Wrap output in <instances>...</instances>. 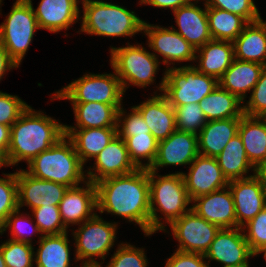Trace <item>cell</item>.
I'll return each instance as SVG.
<instances>
[{
  "mask_svg": "<svg viewBox=\"0 0 266 267\" xmlns=\"http://www.w3.org/2000/svg\"><path fill=\"white\" fill-rule=\"evenodd\" d=\"M227 267H249V264H240V265L227 266Z\"/></svg>",
  "mask_w": 266,
  "mask_h": 267,
  "instance_id": "obj_57",
  "label": "cell"
},
{
  "mask_svg": "<svg viewBox=\"0 0 266 267\" xmlns=\"http://www.w3.org/2000/svg\"><path fill=\"white\" fill-rule=\"evenodd\" d=\"M79 0H41L35 10L39 29L56 33L79 20Z\"/></svg>",
  "mask_w": 266,
  "mask_h": 267,
  "instance_id": "obj_21",
  "label": "cell"
},
{
  "mask_svg": "<svg viewBox=\"0 0 266 267\" xmlns=\"http://www.w3.org/2000/svg\"><path fill=\"white\" fill-rule=\"evenodd\" d=\"M117 249L106 267H147L148 261L143 248H135L122 242Z\"/></svg>",
  "mask_w": 266,
  "mask_h": 267,
  "instance_id": "obj_42",
  "label": "cell"
},
{
  "mask_svg": "<svg viewBox=\"0 0 266 267\" xmlns=\"http://www.w3.org/2000/svg\"><path fill=\"white\" fill-rule=\"evenodd\" d=\"M204 5L205 9H202L191 2L173 11L176 19L175 22L179 27V30H174L196 49L212 40L209 30L207 5Z\"/></svg>",
  "mask_w": 266,
  "mask_h": 267,
  "instance_id": "obj_20",
  "label": "cell"
},
{
  "mask_svg": "<svg viewBox=\"0 0 266 267\" xmlns=\"http://www.w3.org/2000/svg\"><path fill=\"white\" fill-rule=\"evenodd\" d=\"M266 111V66L262 70L259 80L252 89L247 104L243 105V113L247 116L259 117Z\"/></svg>",
  "mask_w": 266,
  "mask_h": 267,
  "instance_id": "obj_46",
  "label": "cell"
},
{
  "mask_svg": "<svg viewBox=\"0 0 266 267\" xmlns=\"http://www.w3.org/2000/svg\"><path fill=\"white\" fill-rule=\"evenodd\" d=\"M68 188L69 187L63 184L45 180L44 200L41 201V206L43 205L59 206L60 201L63 199L64 194L66 193Z\"/></svg>",
  "mask_w": 266,
  "mask_h": 267,
  "instance_id": "obj_48",
  "label": "cell"
},
{
  "mask_svg": "<svg viewBox=\"0 0 266 267\" xmlns=\"http://www.w3.org/2000/svg\"><path fill=\"white\" fill-rule=\"evenodd\" d=\"M81 267H102V266H81Z\"/></svg>",
  "mask_w": 266,
  "mask_h": 267,
  "instance_id": "obj_58",
  "label": "cell"
},
{
  "mask_svg": "<svg viewBox=\"0 0 266 267\" xmlns=\"http://www.w3.org/2000/svg\"><path fill=\"white\" fill-rule=\"evenodd\" d=\"M255 174L266 183V155L263 161L255 169Z\"/></svg>",
  "mask_w": 266,
  "mask_h": 267,
  "instance_id": "obj_52",
  "label": "cell"
},
{
  "mask_svg": "<svg viewBox=\"0 0 266 267\" xmlns=\"http://www.w3.org/2000/svg\"><path fill=\"white\" fill-rule=\"evenodd\" d=\"M191 1L195 2V0H140V4H148L157 8H171L174 11L191 3ZM196 3H198V0H196Z\"/></svg>",
  "mask_w": 266,
  "mask_h": 267,
  "instance_id": "obj_49",
  "label": "cell"
},
{
  "mask_svg": "<svg viewBox=\"0 0 266 267\" xmlns=\"http://www.w3.org/2000/svg\"><path fill=\"white\" fill-rule=\"evenodd\" d=\"M192 202H197L192 205V210L206 221L217 225L220 229L237 228L234 200L228 186L218 191L198 196Z\"/></svg>",
  "mask_w": 266,
  "mask_h": 267,
  "instance_id": "obj_18",
  "label": "cell"
},
{
  "mask_svg": "<svg viewBox=\"0 0 266 267\" xmlns=\"http://www.w3.org/2000/svg\"><path fill=\"white\" fill-rule=\"evenodd\" d=\"M264 253V258L266 260V245H263L261 246L259 249H257L255 252H254V256H257V254H261V253Z\"/></svg>",
  "mask_w": 266,
  "mask_h": 267,
  "instance_id": "obj_53",
  "label": "cell"
},
{
  "mask_svg": "<svg viewBox=\"0 0 266 267\" xmlns=\"http://www.w3.org/2000/svg\"><path fill=\"white\" fill-rule=\"evenodd\" d=\"M39 29L31 0H16L5 21L0 25V43L19 66L35 30Z\"/></svg>",
  "mask_w": 266,
  "mask_h": 267,
  "instance_id": "obj_8",
  "label": "cell"
},
{
  "mask_svg": "<svg viewBox=\"0 0 266 267\" xmlns=\"http://www.w3.org/2000/svg\"><path fill=\"white\" fill-rule=\"evenodd\" d=\"M218 85L216 78L200 73L194 65H185L179 68L168 67L158 89L163 91L169 104L175 108L199 103Z\"/></svg>",
  "mask_w": 266,
  "mask_h": 267,
  "instance_id": "obj_6",
  "label": "cell"
},
{
  "mask_svg": "<svg viewBox=\"0 0 266 267\" xmlns=\"http://www.w3.org/2000/svg\"><path fill=\"white\" fill-rule=\"evenodd\" d=\"M259 118L264 122V124L266 125V111L264 113H262Z\"/></svg>",
  "mask_w": 266,
  "mask_h": 267,
  "instance_id": "obj_56",
  "label": "cell"
},
{
  "mask_svg": "<svg viewBox=\"0 0 266 267\" xmlns=\"http://www.w3.org/2000/svg\"><path fill=\"white\" fill-rule=\"evenodd\" d=\"M212 39L233 42L248 22L241 16L219 8L207 7Z\"/></svg>",
  "mask_w": 266,
  "mask_h": 267,
  "instance_id": "obj_33",
  "label": "cell"
},
{
  "mask_svg": "<svg viewBox=\"0 0 266 267\" xmlns=\"http://www.w3.org/2000/svg\"><path fill=\"white\" fill-rule=\"evenodd\" d=\"M0 267H7V265L5 264V261L3 259V255L1 252V247H0Z\"/></svg>",
  "mask_w": 266,
  "mask_h": 267,
  "instance_id": "obj_54",
  "label": "cell"
},
{
  "mask_svg": "<svg viewBox=\"0 0 266 267\" xmlns=\"http://www.w3.org/2000/svg\"><path fill=\"white\" fill-rule=\"evenodd\" d=\"M4 175L5 178H0V227L7 217L18 209L16 173Z\"/></svg>",
  "mask_w": 266,
  "mask_h": 267,
  "instance_id": "obj_39",
  "label": "cell"
},
{
  "mask_svg": "<svg viewBox=\"0 0 266 267\" xmlns=\"http://www.w3.org/2000/svg\"><path fill=\"white\" fill-rule=\"evenodd\" d=\"M32 213L34 219H36V225L39 228L41 236L57 235L67 232V228L61 219L59 206L43 205L32 209Z\"/></svg>",
  "mask_w": 266,
  "mask_h": 267,
  "instance_id": "obj_37",
  "label": "cell"
},
{
  "mask_svg": "<svg viewBox=\"0 0 266 267\" xmlns=\"http://www.w3.org/2000/svg\"><path fill=\"white\" fill-rule=\"evenodd\" d=\"M126 47H111V67L120 80L123 91L132 83L138 87H146L153 83L158 72L159 61L156 54L148 52L144 47L127 44Z\"/></svg>",
  "mask_w": 266,
  "mask_h": 267,
  "instance_id": "obj_7",
  "label": "cell"
},
{
  "mask_svg": "<svg viewBox=\"0 0 266 267\" xmlns=\"http://www.w3.org/2000/svg\"><path fill=\"white\" fill-rule=\"evenodd\" d=\"M28 107L18 96L0 91V124L12 126Z\"/></svg>",
  "mask_w": 266,
  "mask_h": 267,
  "instance_id": "obj_45",
  "label": "cell"
},
{
  "mask_svg": "<svg viewBox=\"0 0 266 267\" xmlns=\"http://www.w3.org/2000/svg\"><path fill=\"white\" fill-rule=\"evenodd\" d=\"M3 259L7 267H32L34 257V247L31 244L8 241L0 245Z\"/></svg>",
  "mask_w": 266,
  "mask_h": 267,
  "instance_id": "obj_38",
  "label": "cell"
},
{
  "mask_svg": "<svg viewBox=\"0 0 266 267\" xmlns=\"http://www.w3.org/2000/svg\"><path fill=\"white\" fill-rule=\"evenodd\" d=\"M233 46L235 59L266 66V21L248 23Z\"/></svg>",
  "mask_w": 266,
  "mask_h": 267,
  "instance_id": "obj_24",
  "label": "cell"
},
{
  "mask_svg": "<svg viewBox=\"0 0 266 267\" xmlns=\"http://www.w3.org/2000/svg\"><path fill=\"white\" fill-rule=\"evenodd\" d=\"M242 231L241 227L220 229L204 255L206 259L209 258L207 263L215 260L223 267L248 264V258L254 253Z\"/></svg>",
  "mask_w": 266,
  "mask_h": 267,
  "instance_id": "obj_14",
  "label": "cell"
},
{
  "mask_svg": "<svg viewBox=\"0 0 266 267\" xmlns=\"http://www.w3.org/2000/svg\"><path fill=\"white\" fill-rule=\"evenodd\" d=\"M64 135L65 125L29 106L11 126L6 165L13 166L22 160L29 164Z\"/></svg>",
  "mask_w": 266,
  "mask_h": 267,
  "instance_id": "obj_2",
  "label": "cell"
},
{
  "mask_svg": "<svg viewBox=\"0 0 266 267\" xmlns=\"http://www.w3.org/2000/svg\"><path fill=\"white\" fill-rule=\"evenodd\" d=\"M95 160L93 170L97 173L91 171L90 167L86 174L87 180L94 184L108 177L130 174L138 169L130 159L125 141L118 134Z\"/></svg>",
  "mask_w": 266,
  "mask_h": 267,
  "instance_id": "obj_16",
  "label": "cell"
},
{
  "mask_svg": "<svg viewBox=\"0 0 266 267\" xmlns=\"http://www.w3.org/2000/svg\"><path fill=\"white\" fill-rule=\"evenodd\" d=\"M190 166L189 173H182V176L191 201L198 196L226 188L229 184L216 158L198 154Z\"/></svg>",
  "mask_w": 266,
  "mask_h": 267,
  "instance_id": "obj_13",
  "label": "cell"
},
{
  "mask_svg": "<svg viewBox=\"0 0 266 267\" xmlns=\"http://www.w3.org/2000/svg\"><path fill=\"white\" fill-rule=\"evenodd\" d=\"M65 135L73 143L75 151L84 165L88 158H96L115 138L117 128L65 129Z\"/></svg>",
  "mask_w": 266,
  "mask_h": 267,
  "instance_id": "obj_27",
  "label": "cell"
},
{
  "mask_svg": "<svg viewBox=\"0 0 266 267\" xmlns=\"http://www.w3.org/2000/svg\"><path fill=\"white\" fill-rule=\"evenodd\" d=\"M238 134L249 162L256 169L266 155V125L259 117L243 115Z\"/></svg>",
  "mask_w": 266,
  "mask_h": 267,
  "instance_id": "obj_29",
  "label": "cell"
},
{
  "mask_svg": "<svg viewBox=\"0 0 266 267\" xmlns=\"http://www.w3.org/2000/svg\"><path fill=\"white\" fill-rule=\"evenodd\" d=\"M143 31L148 36V47L164 57V64L195 61L196 48L177 33L174 27L168 29L144 22Z\"/></svg>",
  "mask_w": 266,
  "mask_h": 267,
  "instance_id": "obj_15",
  "label": "cell"
},
{
  "mask_svg": "<svg viewBox=\"0 0 266 267\" xmlns=\"http://www.w3.org/2000/svg\"><path fill=\"white\" fill-rule=\"evenodd\" d=\"M217 163L228 181L244 179L253 175L244 176L250 169L255 168L249 162L242 139L235 135L216 157Z\"/></svg>",
  "mask_w": 266,
  "mask_h": 267,
  "instance_id": "obj_32",
  "label": "cell"
},
{
  "mask_svg": "<svg viewBox=\"0 0 266 267\" xmlns=\"http://www.w3.org/2000/svg\"><path fill=\"white\" fill-rule=\"evenodd\" d=\"M97 210L135 222L150 235V186L148 169L105 178L97 183Z\"/></svg>",
  "mask_w": 266,
  "mask_h": 267,
  "instance_id": "obj_1",
  "label": "cell"
},
{
  "mask_svg": "<svg viewBox=\"0 0 266 267\" xmlns=\"http://www.w3.org/2000/svg\"><path fill=\"white\" fill-rule=\"evenodd\" d=\"M206 7L219 8L243 17L248 23L261 19L253 0H206Z\"/></svg>",
  "mask_w": 266,
  "mask_h": 267,
  "instance_id": "obj_40",
  "label": "cell"
},
{
  "mask_svg": "<svg viewBox=\"0 0 266 267\" xmlns=\"http://www.w3.org/2000/svg\"><path fill=\"white\" fill-rule=\"evenodd\" d=\"M18 209L27 205L32 209L41 206L44 200L45 180L30 175L25 169L16 171Z\"/></svg>",
  "mask_w": 266,
  "mask_h": 267,
  "instance_id": "obj_34",
  "label": "cell"
},
{
  "mask_svg": "<svg viewBox=\"0 0 266 267\" xmlns=\"http://www.w3.org/2000/svg\"><path fill=\"white\" fill-rule=\"evenodd\" d=\"M135 107L158 142L167 139L177 129L174 108L163 94L152 96Z\"/></svg>",
  "mask_w": 266,
  "mask_h": 267,
  "instance_id": "obj_22",
  "label": "cell"
},
{
  "mask_svg": "<svg viewBox=\"0 0 266 267\" xmlns=\"http://www.w3.org/2000/svg\"><path fill=\"white\" fill-rule=\"evenodd\" d=\"M67 232L57 235H43L34 255L36 267H69L70 248Z\"/></svg>",
  "mask_w": 266,
  "mask_h": 267,
  "instance_id": "obj_31",
  "label": "cell"
},
{
  "mask_svg": "<svg viewBox=\"0 0 266 267\" xmlns=\"http://www.w3.org/2000/svg\"><path fill=\"white\" fill-rule=\"evenodd\" d=\"M243 103L236 95L222 89L219 85L200 102L207 121L223 120L229 118H241L243 113Z\"/></svg>",
  "mask_w": 266,
  "mask_h": 267,
  "instance_id": "obj_30",
  "label": "cell"
},
{
  "mask_svg": "<svg viewBox=\"0 0 266 267\" xmlns=\"http://www.w3.org/2000/svg\"><path fill=\"white\" fill-rule=\"evenodd\" d=\"M182 173L159 176L157 172L148 169L150 235L156 233V231H166L165 225L160 221L157 212L163 213L166 223L171 224L191 209V207L186 208L192 201L187 194Z\"/></svg>",
  "mask_w": 266,
  "mask_h": 267,
  "instance_id": "obj_3",
  "label": "cell"
},
{
  "mask_svg": "<svg viewBox=\"0 0 266 267\" xmlns=\"http://www.w3.org/2000/svg\"><path fill=\"white\" fill-rule=\"evenodd\" d=\"M123 95L124 91L116 72L114 74L90 73L55 92L52 99H68L71 103L96 102L121 106Z\"/></svg>",
  "mask_w": 266,
  "mask_h": 267,
  "instance_id": "obj_9",
  "label": "cell"
},
{
  "mask_svg": "<svg viewBox=\"0 0 266 267\" xmlns=\"http://www.w3.org/2000/svg\"><path fill=\"white\" fill-rule=\"evenodd\" d=\"M86 188L71 187L64 194L59 204L61 219L66 228L69 224L83 223L92 218L97 210V190L96 185L86 180Z\"/></svg>",
  "mask_w": 266,
  "mask_h": 267,
  "instance_id": "obj_19",
  "label": "cell"
},
{
  "mask_svg": "<svg viewBox=\"0 0 266 267\" xmlns=\"http://www.w3.org/2000/svg\"><path fill=\"white\" fill-rule=\"evenodd\" d=\"M129 156L138 169H150L156 158L158 141L152 134H136L125 140ZM140 159L148 160L142 163Z\"/></svg>",
  "mask_w": 266,
  "mask_h": 267,
  "instance_id": "obj_35",
  "label": "cell"
},
{
  "mask_svg": "<svg viewBox=\"0 0 266 267\" xmlns=\"http://www.w3.org/2000/svg\"><path fill=\"white\" fill-rule=\"evenodd\" d=\"M20 213V209H17L16 211L12 212L6 219L5 223L0 227V234H3L4 231H6L7 228L11 230V235L12 238L11 240L14 241H20L28 244H32V239L27 237V233L30 234L31 236L33 235L32 233L37 232V234H40L38 226L35 224L31 225L32 232H28L27 230L30 228L29 225L32 224L33 221L31 219L29 220L27 217V220L25 219L26 216L24 217Z\"/></svg>",
  "mask_w": 266,
  "mask_h": 267,
  "instance_id": "obj_43",
  "label": "cell"
},
{
  "mask_svg": "<svg viewBox=\"0 0 266 267\" xmlns=\"http://www.w3.org/2000/svg\"><path fill=\"white\" fill-rule=\"evenodd\" d=\"M17 67L18 65L10 58L7 50L0 43V80L3 78L6 71Z\"/></svg>",
  "mask_w": 266,
  "mask_h": 267,
  "instance_id": "obj_50",
  "label": "cell"
},
{
  "mask_svg": "<svg viewBox=\"0 0 266 267\" xmlns=\"http://www.w3.org/2000/svg\"><path fill=\"white\" fill-rule=\"evenodd\" d=\"M117 223L103 221L99 215L79 224L77 231L73 232L75 240V261L84 260L82 266H101V263L93 257H100L105 260V255H109L116 239Z\"/></svg>",
  "mask_w": 266,
  "mask_h": 267,
  "instance_id": "obj_10",
  "label": "cell"
},
{
  "mask_svg": "<svg viewBox=\"0 0 266 267\" xmlns=\"http://www.w3.org/2000/svg\"><path fill=\"white\" fill-rule=\"evenodd\" d=\"M237 218V227L253 219L266 207V183L255 173L244 179L229 181Z\"/></svg>",
  "mask_w": 266,
  "mask_h": 267,
  "instance_id": "obj_12",
  "label": "cell"
},
{
  "mask_svg": "<svg viewBox=\"0 0 266 267\" xmlns=\"http://www.w3.org/2000/svg\"><path fill=\"white\" fill-rule=\"evenodd\" d=\"M131 110L132 112L130 111V114L126 116H124L126 112H124L122 107L118 110L117 134L124 141L128 137L136 136V134H151L139 110L135 106ZM122 117H125L124 120L121 119ZM120 123L122 124L120 125Z\"/></svg>",
  "mask_w": 266,
  "mask_h": 267,
  "instance_id": "obj_41",
  "label": "cell"
},
{
  "mask_svg": "<svg viewBox=\"0 0 266 267\" xmlns=\"http://www.w3.org/2000/svg\"><path fill=\"white\" fill-rule=\"evenodd\" d=\"M264 65L235 59L231 66L218 80L219 86L236 95L242 102L246 98V93L254 88L259 80Z\"/></svg>",
  "mask_w": 266,
  "mask_h": 267,
  "instance_id": "obj_26",
  "label": "cell"
},
{
  "mask_svg": "<svg viewBox=\"0 0 266 267\" xmlns=\"http://www.w3.org/2000/svg\"><path fill=\"white\" fill-rule=\"evenodd\" d=\"M174 111L177 130L198 135L207 122L199 103L178 106Z\"/></svg>",
  "mask_w": 266,
  "mask_h": 267,
  "instance_id": "obj_36",
  "label": "cell"
},
{
  "mask_svg": "<svg viewBox=\"0 0 266 267\" xmlns=\"http://www.w3.org/2000/svg\"><path fill=\"white\" fill-rule=\"evenodd\" d=\"M169 226L178 240V251L205 255L220 228L199 216L192 208Z\"/></svg>",
  "mask_w": 266,
  "mask_h": 267,
  "instance_id": "obj_11",
  "label": "cell"
},
{
  "mask_svg": "<svg viewBox=\"0 0 266 267\" xmlns=\"http://www.w3.org/2000/svg\"><path fill=\"white\" fill-rule=\"evenodd\" d=\"M242 227L245 239L253 253L266 245V207ZM246 229L248 233L245 232Z\"/></svg>",
  "mask_w": 266,
  "mask_h": 267,
  "instance_id": "obj_44",
  "label": "cell"
},
{
  "mask_svg": "<svg viewBox=\"0 0 266 267\" xmlns=\"http://www.w3.org/2000/svg\"><path fill=\"white\" fill-rule=\"evenodd\" d=\"M198 154V136L176 129L167 139L158 142L156 158L150 170L157 172L159 167L167 165H189Z\"/></svg>",
  "mask_w": 266,
  "mask_h": 267,
  "instance_id": "obj_17",
  "label": "cell"
},
{
  "mask_svg": "<svg viewBox=\"0 0 266 267\" xmlns=\"http://www.w3.org/2000/svg\"><path fill=\"white\" fill-rule=\"evenodd\" d=\"M240 120L241 118H229L207 121L197 135L199 154L216 158L238 134Z\"/></svg>",
  "mask_w": 266,
  "mask_h": 267,
  "instance_id": "obj_23",
  "label": "cell"
},
{
  "mask_svg": "<svg viewBox=\"0 0 266 267\" xmlns=\"http://www.w3.org/2000/svg\"><path fill=\"white\" fill-rule=\"evenodd\" d=\"M28 168L26 171L36 178L60 183L69 188L86 182L83 164L66 135L37 155L28 164Z\"/></svg>",
  "mask_w": 266,
  "mask_h": 267,
  "instance_id": "obj_4",
  "label": "cell"
},
{
  "mask_svg": "<svg viewBox=\"0 0 266 267\" xmlns=\"http://www.w3.org/2000/svg\"><path fill=\"white\" fill-rule=\"evenodd\" d=\"M72 106L76 126L65 125V129L117 128L118 110L122 106L96 102L72 103Z\"/></svg>",
  "mask_w": 266,
  "mask_h": 267,
  "instance_id": "obj_28",
  "label": "cell"
},
{
  "mask_svg": "<svg viewBox=\"0 0 266 267\" xmlns=\"http://www.w3.org/2000/svg\"><path fill=\"white\" fill-rule=\"evenodd\" d=\"M81 32L105 37L133 36L143 31L144 22L134 11L100 0H82Z\"/></svg>",
  "mask_w": 266,
  "mask_h": 267,
  "instance_id": "obj_5",
  "label": "cell"
},
{
  "mask_svg": "<svg viewBox=\"0 0 266 267\" xmlns=\"http://www.w3.org/2000/svg\"><path fill=\"white\" fill-rule=\"evenodd\" d=\"M200 55L199 65L194 66L200 73L212 76L219 80L234 60L233 42L222 40H210L204 46L196 49Z\"/></svg>",
  "mask_w": 266,
  "mask_h": 267,
  "instance_id": "obj_25",
  "label": "cell"
},
{
  "mask_svg": "<svg viewBox=\"0 0 266 267\" xmlns=\"http://www.w3.org/2000/svg\"><path fill=\"white\" fill-rule=\"evenodd\" d=\"M11 126L0 124V154L6 158L10 145Z\"/></svg>",
  "mask_w": 266,
  "mask_h": 267,
  "instance_id": "obj_51",
  "label": "cell"
},
{
  "mask_svg": "<svg viewBox=\"0 0 266 267\" xmlns=\"http://www.w3.org/2000/svg\"><path fill=\"white\" fill-rule=\"evenodd\" d=\"M3 166H7L5 162V158L0 154V168Z\"/></svg>",
  "mask_w": 266,
  "mask_h": 267,
  "instance_id": "obj_55",
  "label": "cell"
},
{
  "mask_svg": "<svg viewBox=\"0 0 266 267\" xmlns=\"http://www.w3.org/2000/svg\"><path fill=\"white\" fill-rule=\"evenodd\" d=\"M205 256L199 253H186L176 250V252L167 259L165 267H210Z\"/></svg>",
  "mask_w": 266,
  "mask_h": 267,
  "instance_id": "obj_47",
  "label": "cell"
}]
</instances>
